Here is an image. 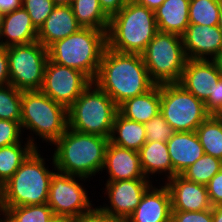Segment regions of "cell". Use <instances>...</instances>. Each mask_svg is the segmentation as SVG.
<instances>
[{"label": "cell", "instance_id": "obj_9", "mask_svg": "<svg viewBox=\"0 0 222 222\" xmlns=\"http://www.w3.org/2000/svg\"><path fill=\"white\" fill-rule=\"evenodd\" d=\"M160 114L175 132L196 131L211 114L179 83L160 84Z\"/></svg>", "mask_w": 222, "mask_h": 222}, {"label": "cell", "instance_id": "obj_31", "mask_svg": "<svg viewBox=\"0 0 222 222\" xmlns=\"http://www.w3.org/2000/svg\"><path fill=\"white\" fill-rule=\"evenodd\" d=\"M222 169V160L204 154L181 175L189 181L207 185L211 178Z\"/></svg>", "mask_w": 222, "mask_h": 222}, {"label": "cell", "instance_id": "obj_27", "mask_svg": "<svg viewBox=\"0 0 222 222\" xmlns=\"http://www.w3.org/2000/svg\"><path fill=\"white\" fill-rule=\"evenodd\" d=\"M71 7L82 28L108 30L110 18L103 12L99 0H73Z\"/></svg>", "mask_w": 222, "mask_h": 222}, {"label": "cell", "instance_id": "obj_18", "mask_svg": "<svg viewBox=\"0 0 222 222\" xmlns=\"http://www.w3.org/2000/svg\"><path fill=\"white\" fill-rule=\"evenodd\" d=\"M151 190V191H150ZM171 197L166 185L161 189L152 185L144 193L127 222H171Z\"/></svg>", "mask_w": 222, "mask_h": 222}, {"label": "cell", "instance_id": "obj_1", "mask_svg": "<svg viewBox=\"0 0 222 222\" xmlns=\"http://www.w3.org/2000/svg\"><path fill=\"white\" fill-rule=\"evenodd\" d=\"M93 84L106 92L117 106L156 85L149 76L142 55L121 53L108 47Z\"/></svg>", "mask_w": 222, "mask_h": 222}, {"label": "cell", "instance_id": "obj_49", "mask_svg": "<svg viewBox=\"0 0 222 222\" xmlns=\"http://www.w3.org/2000/svg\"><path fill=\"white\" fill-rule=\"evenodd\" d=\"M218 120L222 121V107L213 114Z\"/></svg>", "mask_w": 222, "mask_h": 222}, {"label": "cell", "instance_id": "obj_13", "mask_svg": "<svg viewBox=\"0 0 222 222\" xmlns=\"http://www.w3.org/2000/svg\"><path fill=\"white\" fill-rule=\"evenodd\" d=\"M148 179L107 181L106 189L110 207L98 208L114 220L126 221L137 208L146 190L151 187Z\"/></svg>", "mask_w": 222, "mask_h": 222}, {"label": "cell", "instance_id": "obj_45", "mask_svg": "<svg viewBox=\"0 0 222 222\" xmlns=\"http://www.w3.org/2000/svg\"><path fill=\"white\" fill-rule=\"evenodd\" d=\"M49 222H73V219L61 218V217L55 216V217H54L52 220H50Z\"/></svg>", "mask_w": 222, "mask_h": 222}, {"label": "cell", "instance_id": "obj_40", "mask_svg": "<svg viewBox=\"0 0 222 222\" xmlns=\"http://www.w3.org/2000/svg\"><path fill=\"white\" fill-rule=\"evenodd\" d=\"M116 220L112 219L108 215L102 213L98 208L93 209L90 213L81 215L77 219H74L73 222H115Z\"/></svg>", "mask_w": 222, "mask_h": 222}, {"label": "cell", "instance_id": "obj_33", "mask_svg": "<svg viewBox=\"0 0 222 222\" xmlns=\"http://www.w3.org/2000/svg\"><path fill=\"white\" fill-rule=\"evenodd\" d=\"M22 6L29 14L32 24L39 30L56 5L53 0H22Z\"/></svg>", "mask_w": 222, "mask_h": 222}, {"label": "cell", "instance_id": "obj_35", "mask_svg": "<svg viewBox=\"0 0 222 222\" xmlns=\"http://www.w3.org/2000/svg\"><path fill=\"white\" fill-rule=\"evenodd\" d=\"M20 133V121L0 119V147L19 143Z\"/></svg>", "mask_w": 222, "mask_h": 222}, {"label": "cell", "instance_id": "obj_14", "mask_svg": "<svg viewBox=\"0 0 222 222\" xmlns=\"http://www.w3.org/2000/svg\"><path fill=\"white\" fill-rule=\"evenodd\" d=\"M220 78L215 60L187 59L179 84L205 103L209 97H214Z\"/></svg>", "mask_w": 222, "mask_h": 222}, {"label": "cell", "instance_id": "obj_39", "mask_svg": "<svg viewBox=\"0 0 222 222\" xmlns=\"http://www.w3.org/2000/svg\"><path fill=\"white\" fill-rule=\"evenodd\" d=\"M10 84L7 48L0 46V87Z\"/></svg>", "mask_w": 222, "mask_h": 222}, {"label": "cell", "instance_id": "obj_21", "mask_svg": "<svg viewBox=\"0 0 222 222\" xmlns=\"http://www.w3.org/2000/svg\"><path fill=\"white\" fill-rule=\"evenodd\" d=\"M38 30L31 22L27 11L22 7L5 13L1 37H7L0 42V46L11 47L15 45L29 44L37 41ZM9 39V40H8Z\"/></svg>", "mask_w": 222, "mask_h": 222}, {"label": "cell", "instance_id": "obj_34", "mask_svg": "<svg viewBox=\"0 0 222 222\" xmlns=\"http://www.w3.org/2000/svg\"><path fill=\"white\" fill-rule=\"evenodd\" d=\"M146 131V141L165 142L175 133L173 127L167 123L159 113L157 116L144 124Z\"/></svg>", "mask_w": 222, "mask_h": 222}, {"label": "cell", "instance_id": "obj_15", "mask_svg": "<svg viewBox=\"0 0 222 222\" xmlns=\"http://www.w3.org/2000/svg\"><path fill=\"white\" fill-rule=\"evenodd\" d=\"M181 37L187 59L205 60V55H213L215 60L222 54V32L218 26L190 24Z\"/></svg>", "mask_w": 222, "mask_h": 222}, {"label": "cell", "instance_id": "obj_19", "mask_svg": "<svg viewBox=\"0 0 222 222\" xmlns=\"http://www.w3.org/2000/svg\"><path fill=\"white\" fill-rule=\"evenodd\" d=\"M82 28L74 16L71 5H56L39 28L37 41L45 48Z\"/></svg>", "mask_w": 222, "mask_h": 222}, {"label": "cell", "instance_id": "obj_5", "mask_svg": "<svg viewBox=\"0 0 222 222\" xmlns=\"http://www.w3.org/2000/svg\"><path fill=\"white\" fill-rule=\"evenodd\" d=\"M53 173L45 168L44 159L36 148L0 187V207L47 203Z\"/></svg>", "mask_w": 222, "mask_h": 222}, {"label": "cell", "instance_id": "obj_3", "mask_svg": "<svg viewBox=\"0 0 222 222\" xmlns=\"http://www.w3.org/2000/svg\"><path fill=\"white\" fill-rule=\"evenodd\" d=\"M157 32L155 11L138 2L126 3L109 20L107 47L121 53L141 55Z\"/></svg>", "mask_w": 222, "mask_h": 222}, {"label": "cell", "instance_id": "obj_41", "mask_svg": "<svg viewBox=\"0 0 222 222\" xmlns=\"http://www.w3.org/2000/svg\"><path fill=\"white\" fill-rule=\"evenodd\" d=\"M99 3L109 18L117 14L126 5L124 0H99Z\"/></svg>", "mask_w": 222, "mask_h": 222}, {"label": "cell", "instance_id": "obj_4", "mask_svg": "<svg viewBox=\"0 0 222 222\" xmlns=\"http://www.w3.org/2000/svg\"><path fill=\"white\" fill-rule=\"evenodd\" d=\"M106 48L107 31L80 28L76 33L51 44L47 51L49 60L79 70L93 82Z\"/></svg>", "mask_w": 222, "mask_h": 222}, {"label": "cell", "instance_id": "obj_47", "mask_svg": "<svg viewBox=\"0 0 222 222\" xmlns=\"http://www.w3.org/2000/svg\"><path fill=\"white\" fill-rule=\"evenodd\" d=\"M215 62L217 63V66L219 68L220 76L222 78V54L215 59Z\"/></svg>", "mask_w": 222, "mask_h": 222}, {"label": "cell", "instance_id": "obj_52", "mask_svg": "<svg viewBox=\"0 0 222 222\" xmlns=\"http://www.w3.org/2000/svg\"><path fill=\"white\" fill-rule=\"evenodd\" d=\"M115 222H127V221L116 220Z\"/></svg>", "mask_w": 222, "mask_h": 222}, {"label": "cell", "instance_id": "obj_23", "mask_svg": "<svg viewBox=\"0 0 222 222\" xmlns=\"http://www.w3.org/2000/svg\"><path fill=\"white\" fill-rule=\"evenodd\" d=\"M118 112L130 120L145 124L160 113V85L127 99L118 106Z\"/></svg>", "mask_w": 222, "mask_h": 222}, {"label": "cell", "instance_id": "obj_36", "mask_svg": "<svg viewBox=\"0 0 222 222\" xmlns=\"http://www.w3.org/2000/svg\"><path fill=\"white\" fill-rule=\"evenodd\" d=\"M171 222H213L212 209L202 211H172Z\"/></svg>", "mask_w": 222, "mask_h": 222}, {"label": "cell", "instance_id": "obj_25", "mask_svg": "<svg viewBox=\"0 0 222 222\" xmlns=\"http://www.w3.org/2000/svg\"><path fill=\"white\" fill-rule=\"evenodd\" d=\"M140 164L144 175L157 172H168V178L173 177V166L169 156L167 143L159 141H146L138 151Z\"/></svg>", "mask_w": 222, "mask_h": 222}, {"label": "cell", "instance_id": "obj_28", "mask_svg": "<svg viewBox=\"0 0 222 222\" xmlns=\"http://www.w3.org/2000/svg\"><path fill=\"white\" fill-rule=\"evenodd\" d=\"M203 147L204 154L222 160V121L214 115L204 120L195 131Z\"/></svg>", "mask_w": 222, "mask_h": 222}, {"label": "cell", "instance_id": "obj_20", "mask_svg": "<svg viewBox=\"0 0 222 222\" xmlns=\"http://www.w3.org/2000/svg\"><path fill=\"white\" fill-rule=\"evenodd\" d=\"M173 166V177L181 175L204 155L203 147L195 131L175 132L167 141Z\"/></svg>", "mask_w": 222, "mask_h": 222}, {"label": "cell", "instance_id": "obj_43", "mask_svg": "<svg viewBox=\"0 0 222 222\" xmlns=\"http://www.w3.org/2000/svg\"><path fill=\"white\" fill-rule=\"evenodd\" d=\"M164 0H139L138 3L142 6L147 7L148 9H151L155 11L158 7L162 5Z\"/></svg>", "mask_w": 222, "mask_h": 222}, {"label": "cell", "instance_id": "obj_10", "mask_svg": "<svg viewBox=\"0 0 222 222\" xmlns=\"http://www.w3.org/2000/svg\"><path fill=\"white\" fill-rule=\"evenodd\" d=\"M10 85L20 91L40 90L48 51L40 42L7 48Z\"/></svg>", "mask_w": 222, "mask_h": 222}, {"label": "cell", "instance_id": "obj_17", "mask_svg": "<svg viewBox=\"0 0 222 222\" xmlns=\"http://www.w3.org/2000/svg\"><path fill=\"white\" fill-rule=\"evenodd\" d=\"M103 168L108 169V181L146 179L138 151L108 143Z\"/></svg>", "mask_w": 222, "mask_h": 222}, {"label": "cell", "instance_id": "obj_44", "mask_svg": "<svg viewBox=\"0 0 222 222\" xmlns=\"http://www.w3.org/2000/svg\"><path fill=\"white\" fill-rule=\"evenodd\" d=\"M212 220L213 222H222V206L212 207Z\"/></svg>", "mask_w": 222, "mask_h": 222}, {"label": "cell", "instance_id": "obj_2", "mask_svg": "<svg viewBox=\"0 0 222 222\" xmlns=\"http://www.w3.org/2000/svg\"><path fill=\"white\" fill-rule=\"evenodd\" d=\"M108 143L107 137L67 128L54 142L57 145L52 159L54 168L80 179L91 177L103 170Z\"/></svg>", "mask_w": 222, "mask_h": 222}, {"label": "cell", "instance_id": "obj_11", "mask_svg": "<svg viewBox=\"0 0 222 222\" xmlns=\"http://www.w3.org/2000/svg\"><path fill=\"white\" fill-rule=\"evenodd\" d=\"M47 204L54 216L73 220L93 210L86 191L74 175L59 171L52 175Z\"/></svg>", "mask_w": 222, "mask_h": 222}, {"label": "cell", "instance_id": "obj_38", "mask_svg": "<svg viewBox=\"0 0 222 222\" xmlns=\"http://www.w3.org/2000/svg\"><path fill=\"white\" fill-rule=\"evenodd\" d=\"M205 107L211 115L222 107V78L217 82L214 90V97H209L205 102Z\"/></svg>", "mask_w": 222, "mask_h": 222}, {"label": "cell", "instance_id": "obj_48", "mask_svg": "<svg viewBox=\"0 0 222 222\" xmlns=\"http://www.w3.org/2000/svg\"><path fill=\"white\" fill-rule=\"evenodd\" d=\"M218 28H219L220 31L222 32V7H221V9H220L219 17H218Z\"/></svg>", "mask_w": 222, "mask_h": 222}, {"label": "cell", "instance_id": "obj_16", "mask_svg": "<svg viewBox=\"0 0 222 222\" xmlns=\"http://www.w3.org/2000/svg\"><path fill=\"white\" fill-rule=\"evenodd\" d=\"M166 184L172 211H202L212 209L207 186L187 180L182 175H175Z\"/></svg>", "mask_w": 222, "mask_h": 222}, {"label": "cell", "instance_id": "obj_12", "mask_svg": "<svg viewBox=\"0 0 222 222\" xmlns=\"http://www.w3.org/2000/svg\"><path fill=\"white\" fill-rule=\"evenodd\" d=\"M92 81L79 70L48 59L41 91L68 109Z\"/></svg>", "mask_w": 222, "mask_h": 222}, {"label": "cell", "instance_id": "obj_42", "mask_svg": "<svg viewBox=\"0 0 222 222\" xmlns=\"http://www.w3.org/2000/svg\"><path fill=\"white\" fill-rule=\"evenodd\" d=\"M22 7V0H0V10L4 13L11 12Z\"/></svg>", "mask_w": 222, "mask_h": 222}, {"label": "cell", "instance_id": "obj_26", "mask_svg": "<svg viewBox=\"0 0 222 222\" xmlns=\"http://www.w3.org/2000/svg\"><path fill=\"white\" fill-rule=\"evenodd\" d=\"M36 148L33 138L28 140L24 148L21 142L0 147V187L14 175Z\"/></svg>", "mask_w": 222, "mask_h": 222}, {"label": "cell", "instance_id": "obj_51", "mask_svg": "<svg viewBox=\"0 0 222 222\" xmlns=\"http://www.w3.org/2000/svg\"><path fill=\"white\" fill-rule=\"evenodd\" d=\"M125 3H137L139 0H124Z\"/></svg>", "mask_w": 222, "mask_h": 222}, {"label": "cell", "instance_id": "obj_50", "mask_svg": "<svg viewBox=\"0 0 222 222\" xmlns=\"http://www.w3.org/2000/svg\"><path fill=\"white\" fill-rule=\"evenodd\" d=\"M4 16H5V13L2 10H0V33H1V30H2Z\"/></svg>", "mask_w": 222, "mask_h": 222}, {"label": "cell", "instance_id": "obj_37", "mask_svg": "<svg viewBox=\"0 0 222 222\" xmlns=\"http://www.w3.org/2000/svg\"><path fill=\"white\" fill-rule=\"evenodd\" d=\"M206 186L211 205L222 206V169L211 178Z\"/></svg>", "mask_w": 222, "mask_h": 222}, {"label": "cell", "instance_id": "obj_6", "mask_svg": "<svg viewBox=\"0 0 222 222\" xmlns=\"http://www.w3.org/2000/svg\"><path fill=\"white\" fill-rule=\"evenodd\" d=\"M92 85L67 109L68 128L110 138L118 106L106 92Z\"/></svg>", "mask_w": 222, "mask_h": 222}, {"label": "cell", "instance_id": "obj_30", "mask_svg": "<svg viewBox=\"0 0 222 222\" xmlns=\"http://www.w3.org/2000/svg\"><path fill=\"white\" fill-rule=\"evenodd\" d=\"M222 0H190L189 23L218 26Z\"/></svg>", "mask_w": 222, "mask_h": 222}, {"label": "cell", "instance_id": "obj_7", "mask_svg": "<svg viewBox=\"0 0 222 222\" xmlns=\"http://www.w3.org/2000/svg\"><path fill=\"white\" fill-rule=\"evenodd\" d=\"M20 124L54 143L68 128L67 109L41 90L22 91Z\"/></svg>", "mask_w": 222, "mask_h": 222}, {"label": "cell", "instance_id": "obj_8", "mask_svg": "<svg viewBox=\"0 0 222 222\" xmlns=\"http://www.w3.org/2000/svg\"><path fill=\"white\" fill-rule=\"evenodd\" d=\"M141 55L156 85L179 83L187 61L181 36L158 31Z\"/></svg>", "mask_w": 222, "mask_h": 222}, {"label": "cell", "instance_id": "obj_46", "mask_svg": "<svg viewBox=\"0 0 222 222\" xmlns=\"http://www.w3.org/2000/svg\"><path fill=\"white\" fill-rule=\"evenodd\" d=\"M55 5H71L73 0H53Z\"/></svg>", "mask_w": 222, "mask_h": 222}, {"label": "cell", "instance_id": "obj_22", "mask_svg": "<svg viewBox=\"0 0 222 222\" xmlns=\"http://www.w3.org/2000/svg\"><path fill=\"white\" fill-rule=\"evenodd\" d=\"M189 4L190 0H164L155 10L158 31L182 36L190 25Z\"/></svg>", "mask_w": 222, "mask_h": 222}, {"label": "cell", "instance_id": "obj_29", "mask_svg": "<svg viewBox=\"0 0 222 222\" xmlns=\"http://www.w3.org/2000/svg\"><path fill=\"white\" fill-rule=\"evenodd\" d=\"M4 222H49L55 216L47 203L17 207H0ZM5 213V214H4Z\"/></svg>", "mask_w": 222, "mask_h": 222}, {"label": "cell", "instance_id": "obj_32", "mask_svg": "<svg viewBox=\"0 0 222 222\" xmlns=\"http://www.w3.org/2000/svg\"><path fill=\"white\" fill-rule=\"evenodd\" d=\"M22 91L12 85L0 87V119L21 121Z\"/></svg>", "mask_w": 222, "mask_h": 222}, {"label": "cell", "instance_id": "obj_24", "mask_svg": "<svg viewBox=\"0 0 222 222\" xmlns=\"http://www.w3.org/2000/svg\"><path fill=\"white\" fill-rule=\"evenodd\" d=\"M114 133L118 134L117 137ZM109 142L122 148L139 151L146 143L145 126L117 112Z\"/></svg>", "mask_w": 222, "mask_h": 222}]
</instances>
